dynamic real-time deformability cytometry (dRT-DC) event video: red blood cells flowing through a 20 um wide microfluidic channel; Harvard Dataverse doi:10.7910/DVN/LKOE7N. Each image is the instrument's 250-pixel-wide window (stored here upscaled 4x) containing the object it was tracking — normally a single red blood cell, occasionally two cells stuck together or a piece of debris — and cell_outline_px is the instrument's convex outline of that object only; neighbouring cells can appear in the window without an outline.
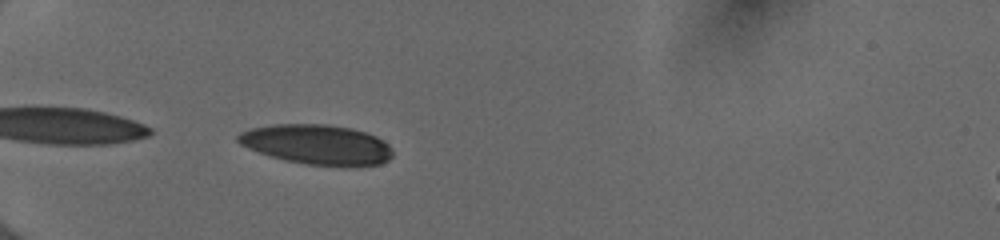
{"species": "human", "species_latin": "Homo sapiens", "temperature_condition": "cold", "stored_images_in_passage": 37, "camera_frame_rate_fps": 3000, "um_per_image_px": 0.085, "donor": {"sex": "female"}, "frame": {"image": 1, "passage_image": 2, "time_ms": 0.333, "image_size_px": [1000, 240], "cell_outline_px": [[392, 156], [388, 160], [380, 164], [348, 168], [344, 168], [308, 164], [284, 160], [248, 148], [240, 144], [236, 140], [236, 136], [240, 132], [252, 128], [272, 124], [328, 124], [352, 128], [376, 136], [388, 144], [392, 148]], "centroid_in_image_um": [26.98, 12.3], "position_along_channel_um": 58.0, "area_um2": 36.41}}
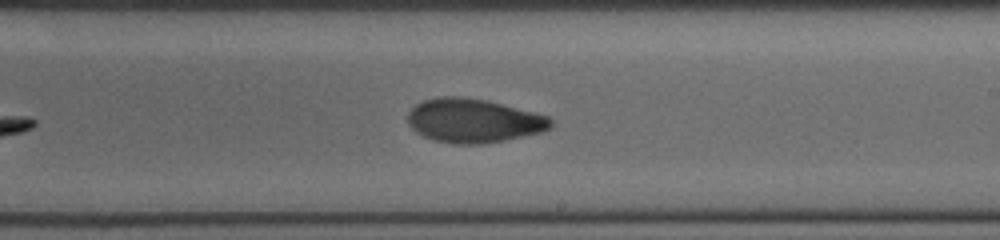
{"frame": {"image": 2, "passage_image": 18, "time_ms": 5.667, "image_size_px": [1000, 240], "cell_outline_px": [[552, 124], [548, 128], [540, 132], [504, 140], [480, 144], [452, 144], [436, 140], [424, 136], [416, 132], [408, 124], [408, 112], [416, 104], [424, 100], [440, 96], [460, 96], [484, 100], [548, 116], [552, 120]], "centroid_in_image_um": [40.2, 10.26], "position_along_channel_um": 248.8, "area_um2": 36.13}}
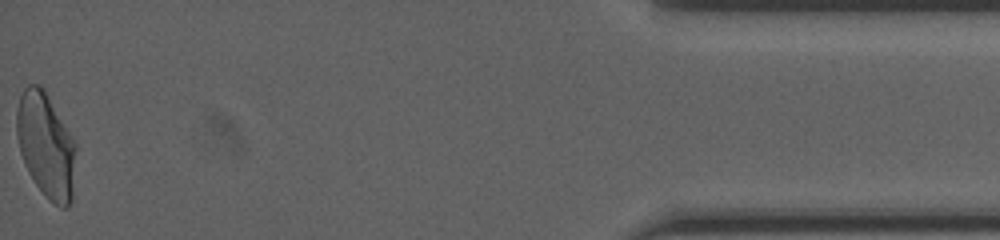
{"frame": {"image": 3, "passage_image": 37, "time_ms": 12.0, "image_size_px": [1000, 240], "cell_outline_px": [[76, 148], [72, 200], [68, 208], [60, 208], [36, 184], [28, 172], [24, 164], [20, 152], [16, 136], [16, 108], [20, 96], [24, 88], [28, 84], [40, 84], [44, 88], [72, 136], [76, 144]], "centroid_in_image_um": [3.9, 12.31], "position_along_channel_um": 431.3, "area_um2": 36.24}, "authors_computed_cell_mechanics": {"area_um2": 36.1828, "velocity_mm_per_s": 4.0008, "shape_relaxation_time_tau1_ms": 9.4699, "shape_relaxation_time_tau2_ms": 2.4903, "deformation_change_tau1": 0.2361, "deformation_change_tau2": 0.0608}}